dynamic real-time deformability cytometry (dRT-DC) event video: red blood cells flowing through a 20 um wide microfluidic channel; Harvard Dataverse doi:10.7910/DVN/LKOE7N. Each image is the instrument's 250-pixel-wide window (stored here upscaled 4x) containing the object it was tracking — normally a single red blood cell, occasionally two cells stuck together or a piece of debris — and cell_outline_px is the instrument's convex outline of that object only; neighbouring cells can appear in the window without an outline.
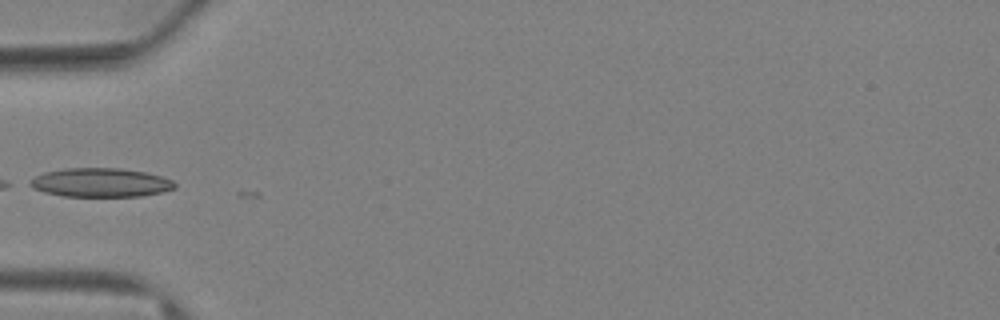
{"species": "Egyptian fruit bat (a non-hibernating species)", "species_latin": "Rousettus aegyptiacus", "temperature_condition": "warm", "stored_images_in_passage": 5, "camera_frame_rate_fps": 3000, "um_per_image_px": 0.085, "animal": {"sex": "female"}, "frame": {"image": 1, "passage_image": 1, "time_ms": 0.0, "image_size_px": [1000, 320], "cell_outline_px": [[176, 188], [160, 192], [140, 196], [64, 196], [44, 192], [32, 188], [24, 184], [28, 180], [44, 172], [64, 168], [120, 168], [144, 172], [160, 176], [172, 180], [176, 184]], "centroid_in_image_um": [8.48, 15.51], "position_along_channel_um": 76.5, "area_um2": 24.45}}